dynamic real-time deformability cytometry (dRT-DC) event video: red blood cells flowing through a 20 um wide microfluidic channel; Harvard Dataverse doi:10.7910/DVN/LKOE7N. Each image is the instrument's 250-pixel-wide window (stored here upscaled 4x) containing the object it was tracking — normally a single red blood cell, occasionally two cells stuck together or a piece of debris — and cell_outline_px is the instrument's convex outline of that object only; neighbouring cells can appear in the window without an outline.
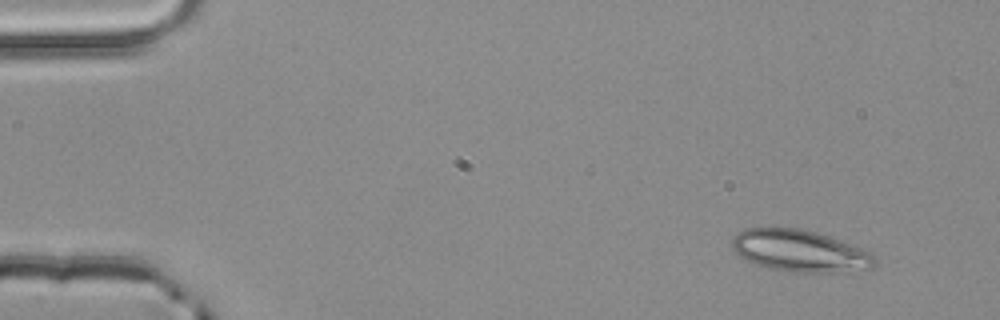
{"species": "common noctule bat (a hibernating species)", "species_latin": "Nyctalus noctula", "temperature_condition": "room temperature", "stored_images_in_passage": 4, "camera_frame_rate_fps": 3000, "um_per_image_px": 0.085, "animal": {"sex": "male", "body_mass_g": 20.4}, "frame": {"image": 1, "passage_image": 1, "time_ms": 0.0, "image_size_px": [1000, 320], "cell_outline_px": [[876, 264], [872, 268], [832, 272], [792, 272], [772, 268], [756, 264], [744, 260], [732, 248], [732, 240], [736, 232], [744, 228], [800, 228], [816, 232], [828, 236], [872, 252], [876, 256]], "centroid_in_image_um": [67.97, 21.32], "position_along_channel_um": 17.0, "area_um2": 34.68}}